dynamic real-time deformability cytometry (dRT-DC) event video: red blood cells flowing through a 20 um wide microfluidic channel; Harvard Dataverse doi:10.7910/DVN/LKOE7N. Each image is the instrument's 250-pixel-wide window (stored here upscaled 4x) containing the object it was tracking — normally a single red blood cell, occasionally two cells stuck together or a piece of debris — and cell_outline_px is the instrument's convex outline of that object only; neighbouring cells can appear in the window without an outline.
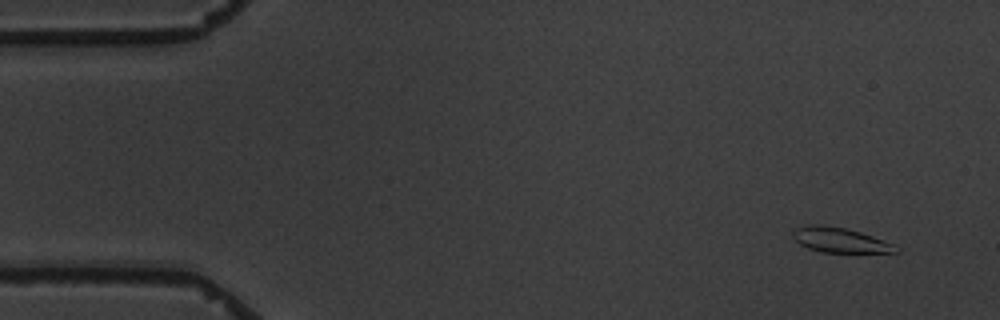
{"species": "common noctule bat (a hibernating species)", "species_latin": "Nyctalus noctula", "temperature_condition": "warm", "stored_images_in_passage": 10, "camera_frame_rate_fps": 3000, "um_per_image_px": 0.085, "animal": {"sex": "male", "body_mass_g": 19.5, "forearm_length_mm": 54.6}, "frame": {"image": 1, "passage_image": 1, "time_ms": 0.0, "image_size_px": [1000, 320], "cell_outline_px": [[900, 252], [820, 252], [808, 248], [800, 244], [792, 236], [792, 232], [796, 228], [808, 224], [816, 224], [844, 228], [860, 232], [884, 240], [900, 248]], "centroid_in_image_um": [71.38, 20.41], "position_along_channel_um": 13.6, "area_um2": 14.8}}
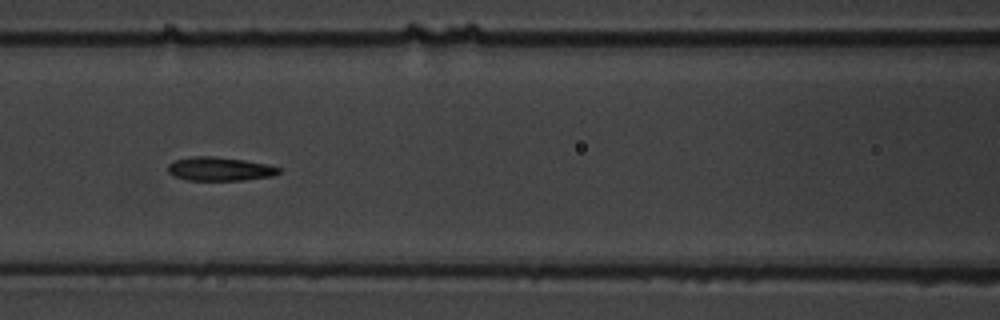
{"frame": {"image": 2, "passage_image": 7, "time_ms": 7.0, "image_size_px": [1000, 320], "cell_outline_px": [[280, 172], [272, 176], [240, 180], [188, 180], [172, 176], [168, 172], [168, 164], [172, 160], [192, 156], [216, 156], [244, 160], [264, 164], [280, 168]], "centroid_in_image_um": [18.6, 14.35], "position_along_channel_um": 148.0, "area_um2": 15.32}}
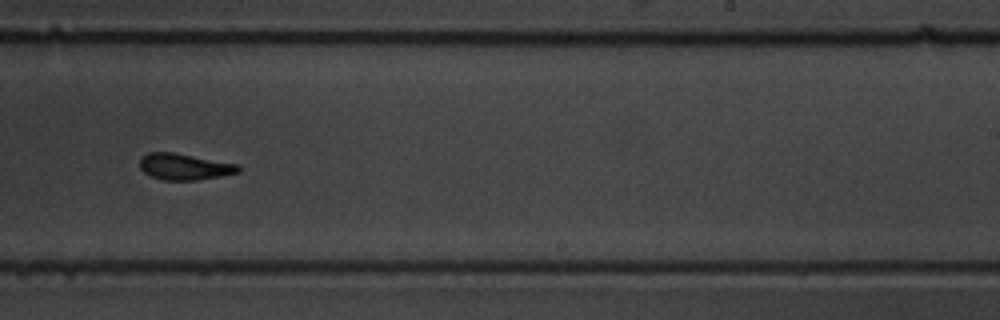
{"frame": {"image": 3, "passage_image": 10, "time_ms": 10.667, "image_size_px": [1000, 320], "cell_outline_px": [[240, 172], [220, 176], [196, 180], [164, 180], [152, 176], [144, 172], [140, 168], [140, 160], [148, 152], [172, 152], [236, 164], [240, 168]], "centroid_in_image_um": [15.66, 14.17], "position_along_channel_um": 273.3, "area_um2": 14.8}}